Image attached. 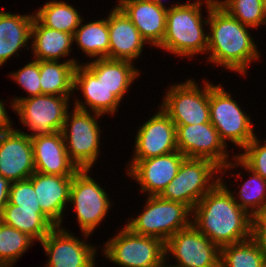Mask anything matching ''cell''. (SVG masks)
Segmentation results:
<instances>
[{
	"mask_svg": "<svg viewBox=\"0 0 266 267\" xmlns=\"http://www.w3.org/2000/svg\"><path fill=\"white\" fill-rule=\"evenodd\" d=\"M220 257L221 248L193 224L165 242V259L177 267H220Z\"/></svg>",
	"mask_w": 266,
	"mask_h": 267,
	"instance_id": "obj_13",
	"label": "cell"
},
{
	"mask_svg": "<svg viewBox=\"0 0 266 267\" xmlns=\"http://www.w3.org/2000/svg\"><path fill=\"white\" fill-rule=\"evenodd\" d=\"M234 161V162H233ZM240 167L248 174L250 179L239 184V191L230 190L236 203L244 209L251 217L264 214L266 211V180L253 170L249 169L236 155L227 165L220 169V177L226 175L231 169ZM252 174V175H251ZM251 175V176H250ZM237 194V195H235Z\"/></svg>",
	"mask_w": 266,
	"mask_h": 267,
	"instance_id": "obj_26",
	"label": "cell"
},
{
	"mask_svg": "<svg viewBox=\"0 0 266 267\" xmlns=\"http://www.w3.org/2000/svg\"><path fill=\"white\" fill-rule=\"evenodd\" d=\"M0 221L27 234L39 243L56 227L41 208H19L9 202L0 212Z\"/></svg>",
	"mask_w": 266,
	"mask_h": 267,
	"instance_id": "obj_27",
	"label": "cell"
},
{
	"mask_svg": "<svg viewBox=\"0 0 266 267\" xmlns=\"http://www.w3.org/2000/svg\"><path fill=\"white\" fill-rule=\"evenodd\" d=\"M72 97L42 94L20 100L14 112L20 117L19 123L30 131L22 132L36 137L62 131Z\"/></svg>",
	"mask_w": 266,
	"mask_h": 267,
	"instance_id": "obj_11",
	"label": "cell"
},
{
	"mask_svg": "<svg viewBox=\"0 0 266 267\" xmlns=\"http://www.w3.org/2000/svg\"><path fill=\"white\" fill-rule=\"evenodd\" d=\"M0 267H11V266H8V265H5V264H0Z\"/></svg>",
	"mask_w": 266,
	"mask_h": 267,
	"instance_id": "obj_44",
	"label": "cell"
},
{
	"mask_svg": "<svg viewBox=\"0 0 266 267\" xmlns=\"http://www.w3.org/2000/svg\"><path fill=\"white\" fill-rule=\"evenodd\" d=\"M80 62L40 61L41 95L73 96L74 71Z\"/></svg>",
	"mask_w": 266,
	"mask_h": 267,
	"instance_id": "obj_29",
	"label": "cell"
},
{
	"mask_svg": "<svg viewBox=\"0 0 266 267\" xmlns=\"http://www.w3.org/2000/svg\"><path fill=\"white\" fill-rule=\"evenodd\" d=\"M240 152L236 156L266 180V139L261 142L256 135Z\"/></svg>",
	"mask_w": 266,
	"mask_h": 267,
	"instance_id": "obj_35",
	"label": "cell"
},
{
	"mask_svg": "<svg viewBox=\"0 0 266 267\" xmlns=\"http://www.w3.org/2000/svg\"><path fill=\"white\" fill-rule=\"evenodd\" d=\"M5 100L0 99V133L13 129V122L7 113Z\"/></svg>",
	"mask_w": 266,
	"mask_h": 267,
	"instance_id": "obj_38",
	"label": "cell"
},
{
	"mask_svg": "<svg viewBox=\"0 0 266 267\" xmlns=\"http://www.w3.org/2000/svg\"><path fill=\"white\" fill-rule=\"evenodd\" d=\"M207 28L206 64L224 67L227 71L244 76L248 75L253 61L261 60L258 45L250 33L253 29L240 23L217 2L209 10Z\"/></svg>",
	"mask_w": 266,
	"mask_h": 267,
	"instance_id": "obj_2",
	"label": "cell"
},
{
	"mask_svg": "<svg viewBox=\"0 0 266 267\" xmlns=\"http://www.w3.org/2000/svg\"><path fill=\"white\" fill-rule=\"evenodd\" d=\"M203 81L199 87L196 80L187 79L165 90L159 106L175 125L210 123L209 81Z\"/></svg>",
	"mask_w": 266,
	"mask_h": 267,
	"instance_id": "obj_9",
	"label": "cell"
},
{
	"mask_svg": "<svg viewBox=\"0 0 266 267\" xmlns=\"http://www.w3.org/2000/svg\"><path fill=\"white\" fill-rule=\"evenodd\" d=\"M220 169L208 159L185 158L175 178L159 196L183 203L193 210L201 198L220 181Z\"/></svg>",
	"mask_w": 266,
	"mask_h": 267,
	"instance_id": "obj_8",
	"label": "cell"
},
{
	"mask_svg": "<svg viewBox=\"0 0 266 267\" xmlns=\"http://www.w3.org/2000/svg\"><path fill=\"white\" fill-rule=\"evenodd\" d=\"M158 5H160V6H163V7H166V5H165V3H163V2H165V0L163 1V0H154Z\"/></svg>",
	"mask_w": 266,
	"mask_h": 267,
	"instance_id": "obj_42",
	"label": "cell"
},
{
	"mask_svg": "<svg viewBox=\"0 0 266 267\" xmlns=\"http://www.w3.org/2000/svg\"><path fill=\"white\" fill-rule=\"evenodd\" d=\"M252 238L266 254V216L264 214L252 218Z\"/></svg>",
	"mask_w": 266,
	"mask_h": 267,
	"instance_id": "obj_37",
	"label": "cell"
},
{
	"mask_svg": "<svg viewBox=\"0 0 266 267\" xmlns=\"http://www.w3.org/2000/svg\"><path fill=\"white\" fill-rule=\"evenodd\" d=\"M29 179L33 183L42 212L56 225L62 226L66 206H69L73 176L47 175L34 172Z\"/></svg>",
	"mask_w": 266,
	"mask_h": 267,
	"instance_id": "obj_21",
	"label": "cell"
},
{
	"mask_svg": "<svg viewBox=\"0 0 266 267\" xmlns=\"http://www.w3.org/2000/svg\"><path fill=\"white\" fill-rule=\"evenodd\" d=\"M35 172L31 137L19 128L0 133V174L10 183Z\"/></svg>",
	"mask_w": 266,
	"mask_h": 267,
	"instance_id": "obj_17",
	"label": "cell"
},
{
	"mask_svg": "<svg viewBox=\"0 0 266 267\" xmlns=\"http://www.w3.org/2000/svg\"><path fill=\"white\" fill-rule=\"evenodd\" d=\"M32 245L31 237L0 221V264L14 267Z\"/></svg>",
	"mask_w": 266,
	"mask_h": 267,
	"instance_id": "obj_32",
	"label": "cell"
},
{
	"mask_svg": "<svg viewBox=\"0 0 266 267\" xmlns=\"http://www.w3.org/2000/svg\"><path fill=\"white\" fill-rule=\"evenodd\" d=\"M11 183L0 174V212L8 203V196Z\"/></svg>",
	"mask_w": 266,
	"mask_h": 267,
	"instance_id": "obj_39",
	"label": "cell"
},
{
	"mask_svg": "<svg viewBox=\"0 0 266 267\" xmlns=\"http://www.w3.org/2000/svg\"><path fill=\"white\" fill-rule=\"evenodd\" d=\"M264 251L251 237L221 248L220 267H261Z\"/></svg>",
	"mask_w": 266,
	"mask_h": 267,
	"instance_id": "obj_31",
	"label": "cell"
},
{
	"mask_svg": "<svg viewBox=\"0 0 266 267\" xmlns=\"http://www.w3.org/2000/svg\"><path fill=\"white\" fill-rule=\"evenodd\" d=\"M176 143L178 151L186 158L208 159L220 168L235 156L230 155L228 145L211 123L176 125Z\"/></svg>",
	"mask_w": 266,
	"mask_h": 267,
	"instance_id": "obj_14",
	"label": "cell"
},
{
	"mask_svg": "<svg viewBox=\"0 0 266 267\" xmlns=\"http://www.w3.org/2000/svg\"><path fill=\"white\" fill-rule=\"evenodd\" d=\"M81 21L73 35V42L76 43L89 60L98 58H109V29L107 18L95 19L94 21Z\"/></svg>",
	"mask_w": 266,
	"mask_h": 267,
	"instance_id": "obj_28",
	"label": "cell"
},
{
	"mask_svg": "<svg viewBox=\"0 0 266 267\" xmlns=\"http://www.w3.org/2000/svg\"><path fill=\"white\" fill-rule=\"evenodd\" d=\"M105 242L103 257L119 267H156L165 259V243L156 237L137 235L123 225Z\"/></svg>",
	"mask_w": 266,
	"mask_h": 267,
	"instance_id": "obj_7",
	"label": "cell"
},
{
	"mask_svg": "<svg viewBox=\"0 0 266 267\" xmlns=\"http://www.w3.org/2000/svg\"><path fill=\"white\" fill-rule=\"evenodd\" d=\"M89 172V169L79 170L73 176L69 197V206H74L80 233L87 235L94 233L113 206L109 194Z\"/></svg>",
	"mask_w": 266,
	"mask_h": 267,
	"instance_id": "obj_10",
	"label": "cell"
},
{
	"mask_svg": "<svg viewBox=\"0 0 266 267\" xmlns=\"http://www.w3.org/2000/svg\"><path fill=\"white\" fill-rule=\"evenodd\" d=\"M263 15L265 18V25H266V0H263Z\"/></svg>",
	"mask_w": 266,
	"mask_h": 267,
	"instance_id": "obj_41",
	"label": "cell"
},
{
	"mask_svg": "<svg viewBox=\"0 0 266 267\" xmlns=\"http://www.w3.org/2000/svg\"><path fill=\"white\" fill-rule=\"evenodd\" d=\"M116 3L147 44L158 49L166 31L168 6H160L154 0H118Z\"/></svg>",
	"mask_w": 266,
	"mask_h": 267,
	"instance_id": "obj_19",
	"label": "cell"
},
{
	"mask_svg": "<svg viewBox=\"0 0 266 267\" xmlns=\"http://www.w3.org/2000/svg\"><path fill=\"white\" fill-rule=\"evenodd\" d=\"M186 157L180 151L144 160L128 161L125 168L128 177L139 184L140 192L147 196H159L175 178Z\"/></svg>",
	"mask_w": 266,
	"mask_h": 267,
	"instance_id": "obj_15",
	"label": "cell"
},
{
	"mask_svg": "<svg viewBox=\"0 0 266 267\" xmlns=\"http://www.w3.org/2000/svg\"><path fill=\"white\" fill-rule=\"evenodd\" d=\"M64 227H54L40 242L48 257L43 267H95V257L100 249L83 240L90 235L82 233L81 239Z\"/></svg>",
	"mask_w": 266,
	"mask_h": 267,
	"instance_id": "obj_12",
	"label": "cell"
},
{
	"mask_svg": "<svg viewBox=\"0 0 266 267\" xmlns=\"http://www.w3.org/2000/svg\"><path fill=\"white\" fill-rule=\"evenodd\" d=\"M223 177L192 210V224L220 248L252 237V218L234 200Z\"/></svg>",
	"mask_w": 266,
	"mask_h": 267,
	"instance_id": "obj_1",
	"label": "cell"
},
{
	"mask_svg": "<svg viewBox=\"0 0 266 267\" xmlns=\"http://www.w3.org/2000/svg\"><path fill=\"white\" fill-rule=\"evenodd\" d=\"M35 172L47 175L74 176L79 169L66 151L62 132L31 137Z\"/></svg>",
	"mask_w": 266,
	"mask_h": 267,
	"instance_id": "obj_22",
	"label": "cell"
},
{
	"mask_svg": "<svg viewBox=\"0 0 266 267\" xmlns=\"http://www.w3.org/2000/svg\"><path fill=\"white\" fill-rule=\"evenodd\" d=\"M216 2L243 25L253 29L265 25L263 0H216Z\"/></svg>",
	"mask_w": 266,
	"mask_h": 267,
	"instance_id": "obj_33",
	"label": "cell"
},
{
	"mask_svg": "<svg viewBox=\"0 0 266 267\" xmlns=\"http://www.w3.org/2000/svg\"><path fill=\"white\" fill-rule=\"evenodd\" d=\"M121 102L138 80L140 70L135 62L110 58H98L82 62ZM137 78V79H136Z\"/></svg>",
	"mask_w": 266,
	"mask_h": 267,
	"instance_id": "obj_24",
	"label": "cell"
},
{
	"mask_svg": "<svg viewBox=\"0 0 266 267\" xmlns=\"http://www.w3.org/2000/svg\"><path fill=\"white\" fill-rule=\"evenodd\" d=\"M73 34L61 32L43 26L34 18L31 28L30 47L32 58L38 61L79 62L77 58L66 59L73 49Z\"/></svg>",
	"mask_w": 266,
	"mask_h": 267,
	"instance_id": "obj_25",
	"label": "cell"
},
{
	"mask_svg": "<svg viewBox=\"0 0 266 267\" xmlns=\"http://www.w3.org/2000/svg\"><path fill=\"white\" fill-rule=\"evenodd\" d=\"M159 111L137 129L131 160H144L177 151L176 125L158 107Z\"/></svg>",
	"mask_w": 266,
	"mask_h": 267,
	"instance_id": "obj_16",
	"label": "cell"
},
{
	"mask_svg": "<svg viewBox=\"0 0 266 267\" xmlns=\"http://www.w3.org/2000/svg\"><path fill=\"white\" fill-rule=\"evenodd\" d=\"M11 80L15 81L20 88L27 92L28 97L17 96L12 98L10 101V105L12 111L14 110V106L22 99L30 98L34 96L41 95V85H40V61L33 60L27 62L23 67L17 69L11 74H8Z\"/></svg>",
	"mask_w": 266,
	"mask_h": 267,
	"instance_id": "obj_34",
	"label": "cell"
},
{
	"mask_svg": "<svg viewBox=\"0 0 266 267\" xmlns=\"http://www.w3.org/2000/svg\"><path fill=\"white\" fill-rule=\"evenodd\" d=\"M34 18V13L13 14L0 10V67L13 55L20 56L18 53L25 47L30 50Z\"/></svg>",
	"mask_w": 266,
	"mask_h": 267,
	"instance_id": "obj_23",
	"label": "cell"
},
{
	"mask_svg": "<svg viewBox=\"0 0 266 267\" xmlns=\"http://www.w3.org/2000/svg\"><path fill=\"white\" fill-rule=\"evenodd\" d=\"M73 90L74 94L80 90L84 98V102L78 98L73 100L75 108L104 116L117 114L121 106V101L83 63L75 67Z\"/></svg>",
	"mask_w": 266,
	"mask_h": 267,
	"instance_id": "obj_18",
	"label": "cell"
},
{
	"mask_svg": "<svg viewBox=\"0 0 266 267\" xmlns=\"http://www.w3.org/2000/svg\"><path fill=\"white\" fill-rule=\"evenodd\" d=\"M167 260L166 259H164L159 265H157L156 267H177V266H175V265H173V264H170V263H168L167 264Z\"/></svg>",
	"mask_w": 266,
	"mask_h": 267,
	"instance_id": "obj_40",
	"label": "cell"
},
{
	"mask_svg": "<svg viewBox=\"0 0 266 267\" xmlns=\"http://www.w3.org/2000/svg\"><path fill=\"white\" fill-rule=\"evenodd\" d=\"M240 106L221 83L214 85L209 82L210 123L225 145L230 141L242 150L256 133L250 114L244 113Z\"/></svg>",
	"mask_w": 266,
	"mask_h": 267,
	"instance_id": "obj_6",
	"label": "cell"
},
{
	"mask_svg": "<svg viewBox=\"0 0 266 267\" xmlns=\"http://www.w3.org/2000/svg\"><path fill=\"white\" fill-rule=\"evenodd\" d=\"M34 17L43 26L73 35L83 19L76 7L63 0L44 3L34 12Z\"/></svg>",
	"mask_w": 266,
	"mask_h": 267,
	"instance_id": "obj_30",
	"label": "cell"
},
{
	"mask_svg": "<svg viewBox=\"0 0 266 267\" xmlns=\"http://www.w3.org/2000/svg\"><path fill=\"white\" fill-rule=\"evenodd\" d=\"M142 213L128 219L125 224L137 235L152 236L164 243L178 231L192 224V210L183 203L160 196H147Z\"/></svg>",
	"mask_w": 266,
	"mask_h": 267,
	"instance_id": "obj_4",
	"label": "cell"
},
{
	"mask_svg": "<svg viewBox=\"0 0 266 267\" xmlns=\"http://www.w3.org/2000/svg\"><path fill=\"white\" fill-rule=\"evenodd\" d=\"M73 108L67 112L61 131L66 151L79 170H91L100 157L99 152L101 153L100 135L103 131L98 122H101L99 119L104 116Z\"/></svg>",
	"mask_w": 266,
	"mask_h": 267,
	"instance_id": "obj_5",
	"label": "cell"
},
{
	"mask_svg": "<svg viewBox=\"0 0 266 267\" xmlns=\"http://www.w3.org/2000/svg\"><path fill=\"white\" fill-rule=\"evenodd\" d=\"M8 202L19 208H41L33 183L29 178L11 183Z\"/></svg>",
	"mask_w": 266,
	"mask_h": 267,
	"instance_id": "obj_36",
	"label": "cell"
},
{
	"mask_svg": "<svg viewBox=\"0 0 266 267\" xmlns=\"http://www.w3.org/2000/svg\"><path fill=\"white\" fill-rule=\"evenodd\" d=\"M261 267H266V254H265V257L263 259V262H262V266Z\"/></svg>",
	"mask_w": 266,
	"mask_h": 267,
	"instance_id": "obj_43",
	"label": "cell"
},
{
	"mask_svg": "<svg viewBox=\"0 0 266 267\" xmlns=\"http://www.w3.org/2000/svg\"><path fill=\"white\" fill-rule=\"evenodd\" d=\"M191 1L169 4L165 35L158 47L179 58L192 59L199 54L205 56L208 49V30L205 28L208 27L209 10L216 0ZM202 4L207 12L205 18Z\"/></svg>",
	"mask_w": 266,
	"mask_h": 267,
	"instance_id": "obj_3",
	"label": "cell"
},
{
	"mask_svg": "<svg viewBox=\"0 0 266 267\" xmlns=\"http://www.w3.org/2000/svg\"><path fill=\"white\" fill-rule=\"evenodd\" d=\"M109 29V58L137 61L142 56L147 42L132 21L117 6L107 15Z\"/></svg>",
	"mask_w": 266,
	"mask_h": 267,
	"instance_id": "obj_20",
	"label": "cell"
}]
</instances>
